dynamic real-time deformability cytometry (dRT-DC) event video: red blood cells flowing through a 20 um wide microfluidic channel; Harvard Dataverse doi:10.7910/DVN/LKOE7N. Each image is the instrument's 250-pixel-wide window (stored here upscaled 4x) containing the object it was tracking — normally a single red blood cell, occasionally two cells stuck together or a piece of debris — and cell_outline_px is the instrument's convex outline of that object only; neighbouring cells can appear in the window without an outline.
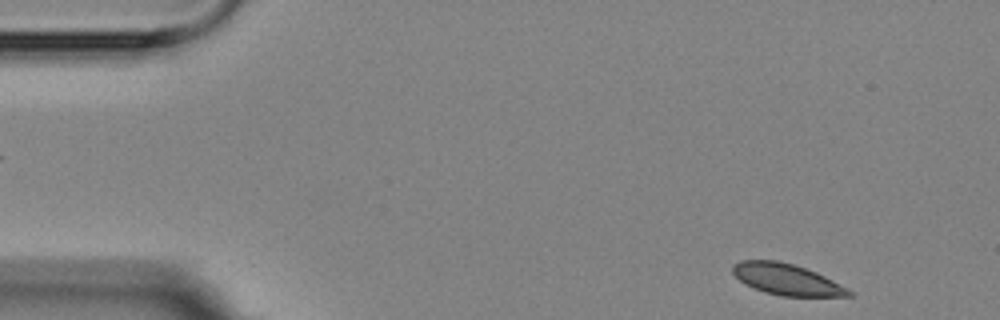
{"species": "Egyptian fruit bat (a non-hibernating species)", "species_latin": "Rousettus aegyptiacus", "temperature_condition": "room temperature", "stored_images_in_passage": 2, "segment_of_instrument_passage": [2, 2], "camera_frame_rate_fps": 3000, "um_per_image_px": 0.085, "animal": {"sex": "female"}, "frame": {"image": 1, "passage_image": 2, "time_ms": 1.333, "image_size_px": [1000, 320], "cell_outline_px": [[852, 296], [780, 296], [764, 292], [744, 284], [732, 272], [732, 264], [740, 260], [776, 260], [792, 264], [816, 272], [848, 288], [852, 292]], "centroid_in_image_um": [66.83, 23.75], "position_along_channel_um": 18.2, "area_um2": 21.04}}